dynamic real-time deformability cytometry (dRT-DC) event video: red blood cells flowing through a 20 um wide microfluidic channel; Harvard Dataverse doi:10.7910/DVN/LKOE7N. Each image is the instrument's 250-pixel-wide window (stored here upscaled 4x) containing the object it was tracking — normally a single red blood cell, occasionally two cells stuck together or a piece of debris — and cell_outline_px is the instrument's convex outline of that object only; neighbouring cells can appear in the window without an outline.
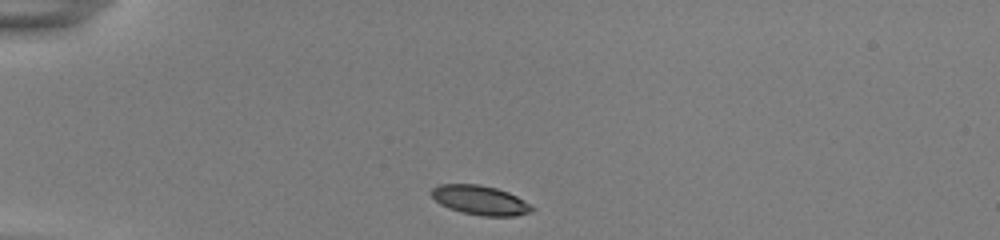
{"species": "common noctule bat (a hibernating species)", "species_latin": "Nyctalus noctula", "temperature_condition": "room temperature", "stored_images_in_passage": 40, "camera_frame_rate_fps": 3000, "um_per_image_px": 0.085, "animal": {"sex": "female", "body_mass_g": 22.0, "forearm_length_mm": 56.7}, "frame": {"image": 1, "passage_image": 1, "time_ms": 0.0, "image_size_px": [1000, 240], "cell_outline_px": [[536, 208], [532, 212], [516, 216], [480, 216], [448, 208], [440, 204], [432, 196], [432, 188], [440, 184], [480, 184], [496, 188], [508, 192], [524, 200]], "centroid_in_image_um": [40.85, 17.02], "position_along_channel_um": 44.2, "area_um2": 17.22}}
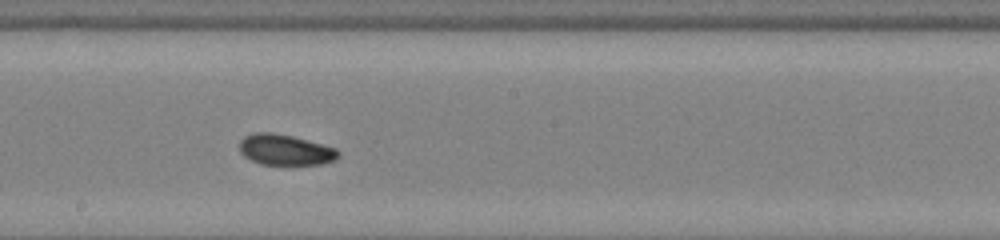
{"frame": {"image": 2, "passage_image": 18, "time_ms": 5.667, "image_size_px": [1000, 240], "cell_outline_px": [[340, 156], [336, 160], [320, 164], [260, 164], [244, 156], [240, 152], [240, 140], [244, 136], [252, 132], [272, 132], [292, 136], [336, 148], [340, 152]], "centroid_in_image_um": [24.24, 12.72], "position_along_channel_um": 224.0, "area_um2": 17.69}}
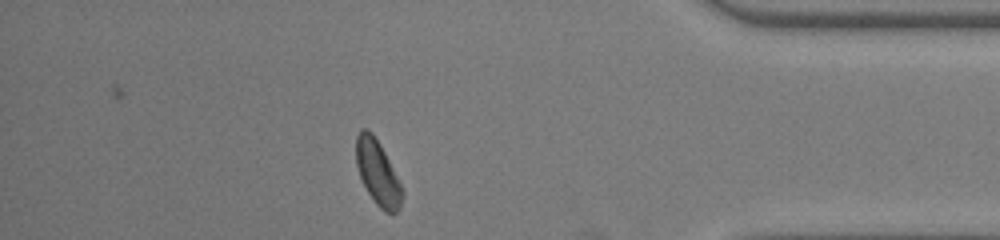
{"frame": {"image": 3, "passage_image": 34, "time_ms": 11.0, "image_size_px": [1000, 240], "cell_outline_px": [[404, 196], [400, 208], [396, 212], [384, 212], [376, 204], [368, 192], [360, 176], [356, 164], [356, 136], [360, 128], [368, 128], [372, 132], [380, 144], [404, 192]], "centroid_in_image_um": [32.09, 14.67], "position_along_channel_um": 403.1, "area_um2": 17.22}, "authors_computed_cell_mechanics": {"area_um2": 17.5423, "velocity_mm_per_s": 3.8563, "shape_relaxation_time_tau1_ms": 5.0909, "shape_relaxation_time_tau2_ms": 2.6069, "deformation_change_tau1": 0.0971, "deformation_change_tau2": 0.0689}}